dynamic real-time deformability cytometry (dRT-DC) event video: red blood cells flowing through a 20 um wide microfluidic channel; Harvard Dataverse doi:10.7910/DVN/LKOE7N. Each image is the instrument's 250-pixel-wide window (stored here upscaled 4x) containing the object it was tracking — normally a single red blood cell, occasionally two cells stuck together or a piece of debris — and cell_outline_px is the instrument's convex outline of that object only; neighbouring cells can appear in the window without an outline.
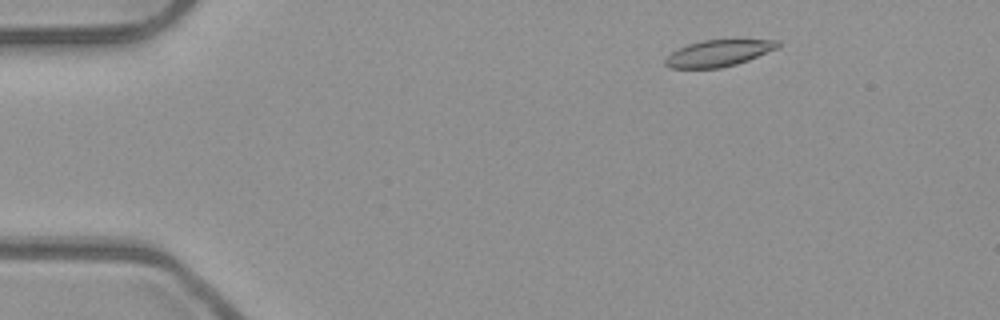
{"species": "common noctule bat (a hibernating species)", "species_latin": "Nyctalus noctula", "temperature_condition": "room temperature", "stored_images_in_passage": 50, "camera_frame_rate_fps": 3000, "um_per_image_px": 0.085, "animal": {"sex": "male", "body_mass_g": 23.1, "forearm_length_mm": 52.7}, "frame": {"image": 1, "passage_image": 5, "time_ms": 1.333, "image_size_px": [1000, 320], "cell_outline_px": [[780, 48], [748, 60], [736, 64], [720, 68], [668, 68], [664, 64], [664, 60], [672, 52], [688, 44], [704, 40], [780, 40]], "centroid_in_image_um": [61.1, 4.52], "position_along_channel_um": 23.9, "area_um2": 17.34}}
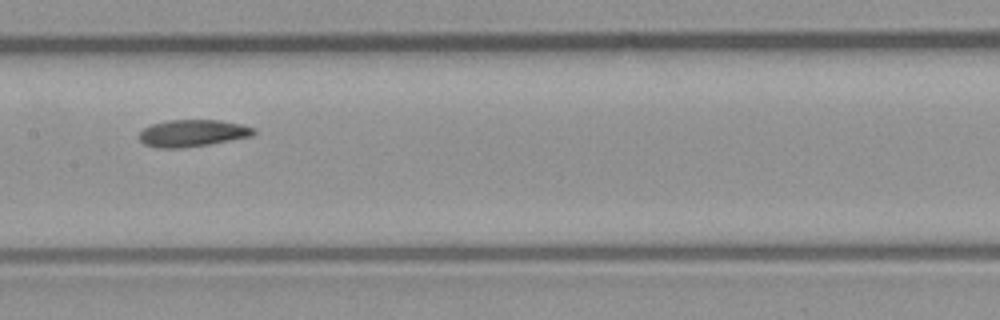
{"frame": {"image": 2, "passage_image": 24, "time_ms": 7.667, "image_size_px": [1000, 320], "cell_outline_px": [[256, 132], [252, 136], [208, 144], [180, 148], [156, 148], [144, 144], [140, 140], [140, 132], [144, 128], [152, 124], [168, 120], [220, 120], [244, 124], [256, 128]], "centroid_in_image_um": [16.39, 11.31], "position_along_channel_um": 191.0, "area_um2": 18.03}}
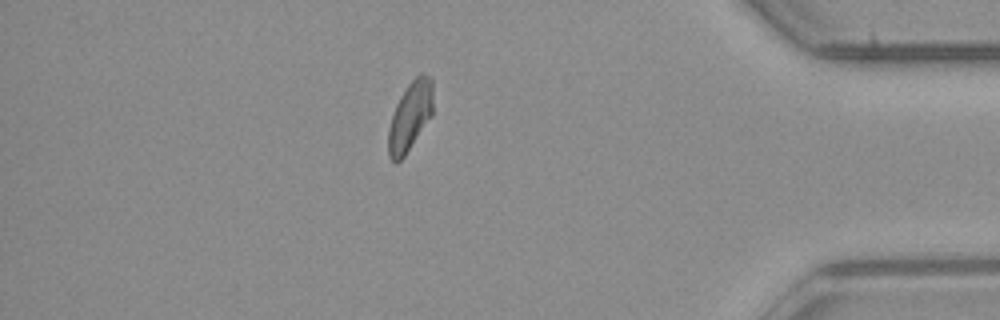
{"frame": {"image": 3, "passage_image": 43, "time_ms": 14.0, "image_size_px": [1000, 320], "cell_outline_px": [[432, 116], [404, 156], [396, 164], [388, 156], [388, 132], [392, 116], [396, 104], [400, 96], [408, 84], [420, 72], [424, 72], [432, 76]], "centroid_in_image_um": [34.87, 9.85], "position_along_channel_um": 400.3, "area_um2": 18.03}, "authors_computed_cell_mechanics": {"area_um2": 18.1203, "velocity_mm_per_s": 3.9247, "shape_relaxation_time_tau1_ms": null, "shape_relaxation_time_tau2_ms": 3.483, "deformation_change_tau1": null, "deformation_change_tau2": 0.0895}}